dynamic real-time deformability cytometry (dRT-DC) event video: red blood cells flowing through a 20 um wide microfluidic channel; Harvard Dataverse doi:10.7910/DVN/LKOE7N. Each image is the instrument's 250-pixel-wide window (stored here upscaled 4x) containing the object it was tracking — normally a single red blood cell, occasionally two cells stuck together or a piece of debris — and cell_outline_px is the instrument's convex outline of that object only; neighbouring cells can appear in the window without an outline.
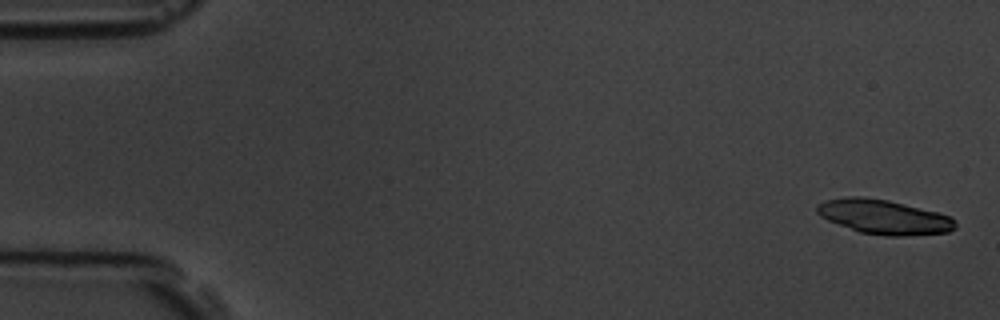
{"species": "common noctule bat (a hibernating species)", "species_latin": "Nyctalus noctula", "temperature_condition": "room temperature", "stored_images_in_passage": 4, "camera_frame_rate_fps": 3000, "um_per_image_px": 0.085, "animal": {"sex": "male", "body_mass_g": 19.5, "forearm_length_mm": 54.6}, "frame": {"image": 1, "passage_image": 1, "time_ms": 0.0, "image_size_px": [1000, 320], "cell_outline_px": [[956, 228], [948, 232], [904, 236], [884, 236], [860, 232], [828, 220], [820, 216], [816, 212], [816, 208], [824, 200], [848, 196], [864, 196], [888, 200], [936, 212], [948, 216], [956, 220]], "centroid_in_image_um": [75.12, 18.43], "position_along_channel_um": 9.9, "area_um2": 27.69}}